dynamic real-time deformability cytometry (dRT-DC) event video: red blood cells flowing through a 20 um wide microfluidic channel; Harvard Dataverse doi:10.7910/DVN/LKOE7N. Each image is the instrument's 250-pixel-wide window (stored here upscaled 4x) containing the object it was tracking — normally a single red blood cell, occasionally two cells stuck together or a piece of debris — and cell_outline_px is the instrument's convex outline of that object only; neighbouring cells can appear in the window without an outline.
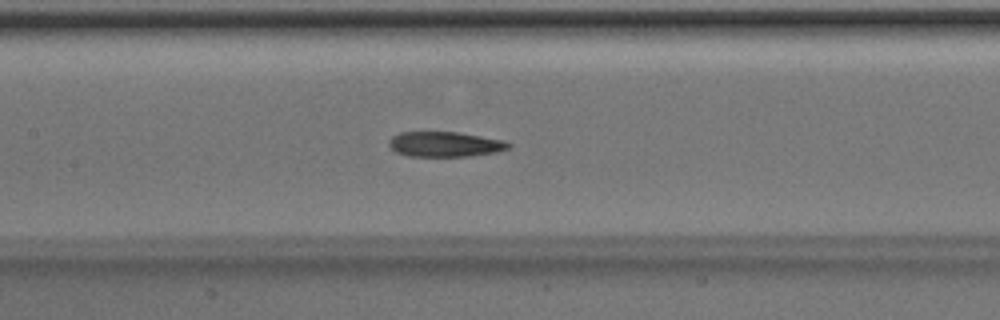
{"species": "Egyptian fruit bat (a non-hibernating species)", "species_latin": "Rousettus aegyptiacus", "temperature_condition": "room temperature", "stored_images_in_passage": 43, "camera_frame_rate_fps": 3000, "um_per_image_px": 0.085, "animal": {"sex": "male"}, "frame": {"image": 1, "passage_image": 21, "time_ms": 6.667, "image_size_px": [1000, 320], "cell_outline_px": [[512, 144], [508, 148], [496, 152], [472, 156], [408, 156], [396, 152], [388, 144], [388, 140], [392, 136], [400, 132], [456, 132], [504, 140]], "centroid_in_image_um": [37.8, 12.26], "position_along_channel_um": 169.6, "area_um2": 17.46}}
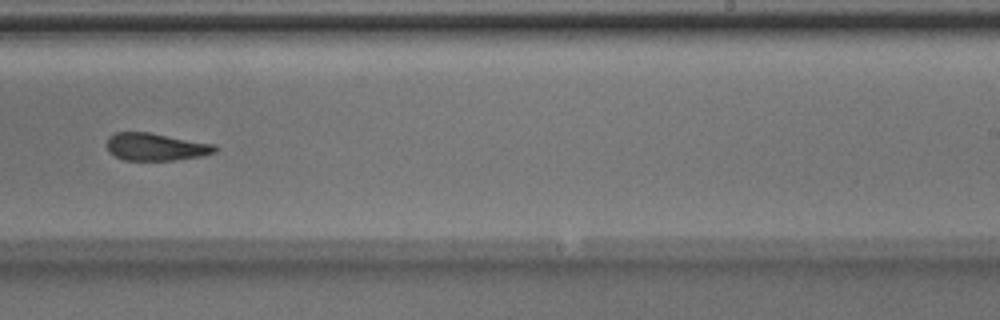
{"frame": {"image": 2, "passage_image": 29, "time_ms": 9.333, "image_size_px": [1000, 320], "cell_outline_px": [[216, 152], [204, 156], [176, 160], [124, 160], [108, 152], [104, 144], [108, 136], [116, 132], [148, 132], [216, 144]], "centroid_in_image_um": [13.21, 12.48], "position_along_channel_um": 275.8, "area_um2": 17.63}}
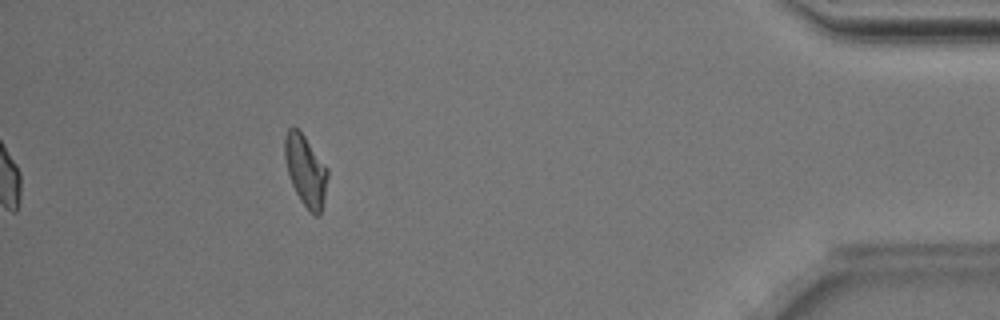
{"frame": {"image": 3, "passage_image": 43, "time_ms": 14.0, "image_size_px": [1000, 320], "cell_outline_px": [[328, 176], [320, 216], [312, 216], [308, 212], [300, 200], [292, 184], [288, 172], [284, 156], [284, 136], [288, 128], [292, 124], [304, 136], [328, 168]], "centroid_in_image_um": [25.97, 14.51], "position_along_channel_um": 409.2, "area_um2": 17.8}, "authors_computed_cell_mechanics": {"area_um2": 18.3226, "velocity_mm_per_s": 4.0083, "shape_relaxation_time_tau1_ms": null, "shape_relaxation_time_tau2_ms": 7.893, "deformation_change_tau1": null, "deformation_change_tau2": 0.1921}}